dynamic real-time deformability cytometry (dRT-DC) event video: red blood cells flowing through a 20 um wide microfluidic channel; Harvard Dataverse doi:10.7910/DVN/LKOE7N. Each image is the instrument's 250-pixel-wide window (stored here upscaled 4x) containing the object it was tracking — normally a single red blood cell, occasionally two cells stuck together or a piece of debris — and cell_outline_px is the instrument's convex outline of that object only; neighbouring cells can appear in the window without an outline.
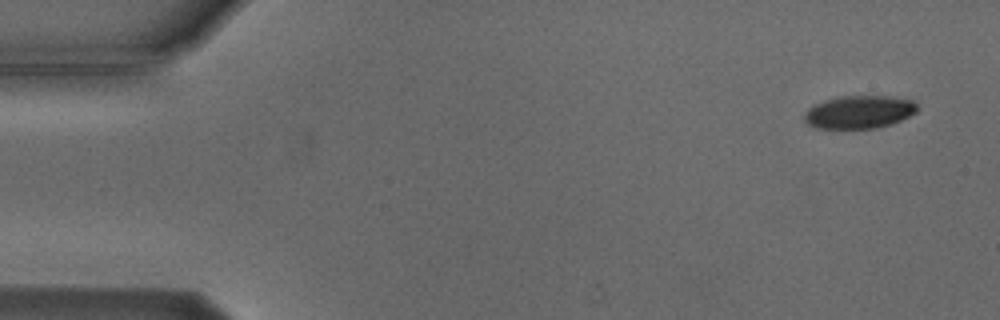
{"species": "Egyptian fruit bat (a non-hibernating species)", "species_latin": "Rousettus aegyptiacus", "temperature_condition": "cold", "stored_images_in_passage": 4, "camera_frame_rate_fps": 3000, "um_per_image_px": 0.085, "animal": {"sex": "male"}, "frame": {"image": 1, "passage_image": 1, "time_ms": 0.0, "image_size_px": [1000, 320], "cell_outline_px": [[916, 112], [900, 120], [888, 124], [872, 128], [816, 128], [808, 124], [804, 120], [804, 112], [808, 108], [824, 100], [844, 96], [884, 96], [912, 100], [916, 104]], "centroid_in_image_um": [72.98, 9.52], "position_along_channel_um": 12.0, "area_um2": 21.27}}
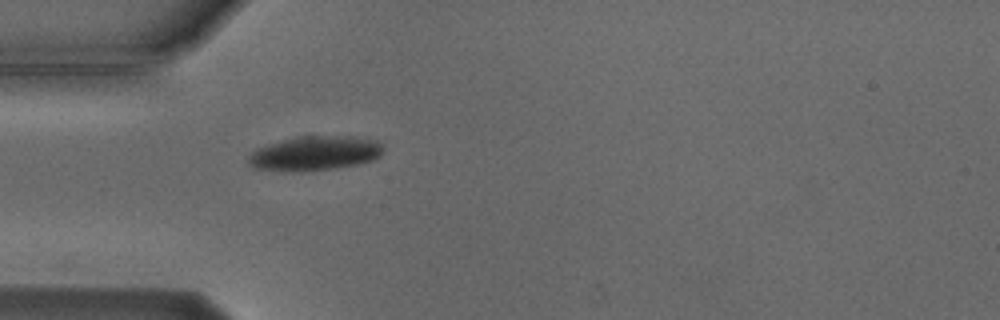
{"frame": {"image": 2, "passage_image": 4, "time_ms": 4.333, "image_size_px": [1000, 320], "cell_outline_px": [[380, 156], [372, 160], [356, 164], [336, 168], [304, 172], [284, 172], [252, 168], [248, 164], [248, 156], [256, 148], [280, 140], [300, 136], [352, 136], [376, 140], [380, 144]], "centroid_in_image_um": [26.67, 13.05], "position_along_channel_um": 58.3, "area_um2": 27.28}}